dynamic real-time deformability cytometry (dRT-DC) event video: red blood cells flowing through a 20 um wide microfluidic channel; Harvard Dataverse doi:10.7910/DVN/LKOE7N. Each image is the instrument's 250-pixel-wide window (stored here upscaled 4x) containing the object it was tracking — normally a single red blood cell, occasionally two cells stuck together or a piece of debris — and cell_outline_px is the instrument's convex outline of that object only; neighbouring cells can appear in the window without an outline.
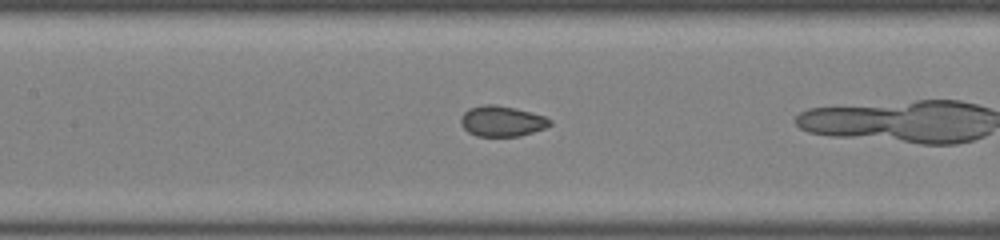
{"species": "common noctule bat (a hibernating species)", "species_latin": "Nyctalus noctula", "temperature_condition": "room temperature", "stored_images_in_passage": 43, "camera_frame_rate_fps": 3000, "um_per_image_px": 0.085, "animal": {"sex": "female", "body_mass_g": 22.0, "forearm_length_mm": 56.7}, "frame": {"image": 1, "passage_image": 26, "time_ms": 8.333, "image_size_px": [1000, 240], "cell_outline_px": [[552, 124], [544, 128], [520, 136], [476, 136], [468, 132], [460, 124], [460, 116], [468, 108], [484, 104], [496, 104], [516, 108], [544, 116], [552, 120]], "centroid_in_image_um": [42.63, 10.29], "position_along_channel_um": 164.8, "area_um2": 16.01}}
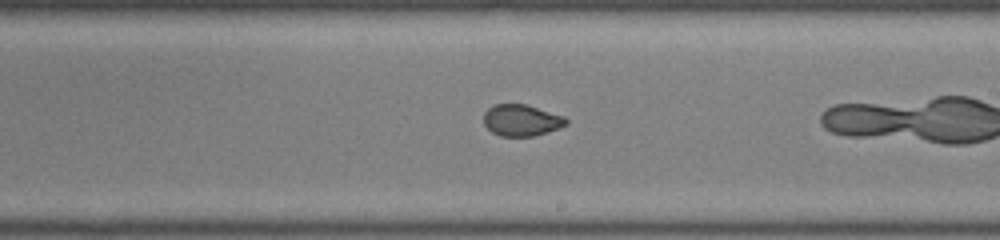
{"frame": {"image": 2, "passage_image": 32, "time_ms": 10.333, "image_size_px": [1000, 240], "cell_outline_px": [[568, 124], [548, 132], [532, 136], [500, 136], [492, 132], [484, 124], [484, 112], [492, 104], [524, 104], [564, 116], [568, 120]], "centroid_in_image_um": [44.31, 10.22], "position_along_channel_um": 244.7, "area_um2": 15.09}}
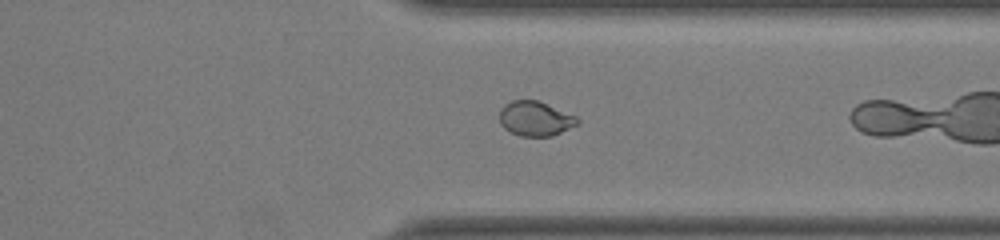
{"frame": {"image": 3, "passage_image": 41, "time_ms": 13.333, "image_size_px": [1000, 240], "cell_outline_px": [[580, 124], [552, 136], [520, 136], [504, 128], [500, 124], [500, 108], [504, 104], [512, 100], [536, 100], [576, 116], [580, 120]], "centroid_in_image_um": [45.5, 10.09], "position_along_channel_um": 365.9, "area_um2": 15.72}}